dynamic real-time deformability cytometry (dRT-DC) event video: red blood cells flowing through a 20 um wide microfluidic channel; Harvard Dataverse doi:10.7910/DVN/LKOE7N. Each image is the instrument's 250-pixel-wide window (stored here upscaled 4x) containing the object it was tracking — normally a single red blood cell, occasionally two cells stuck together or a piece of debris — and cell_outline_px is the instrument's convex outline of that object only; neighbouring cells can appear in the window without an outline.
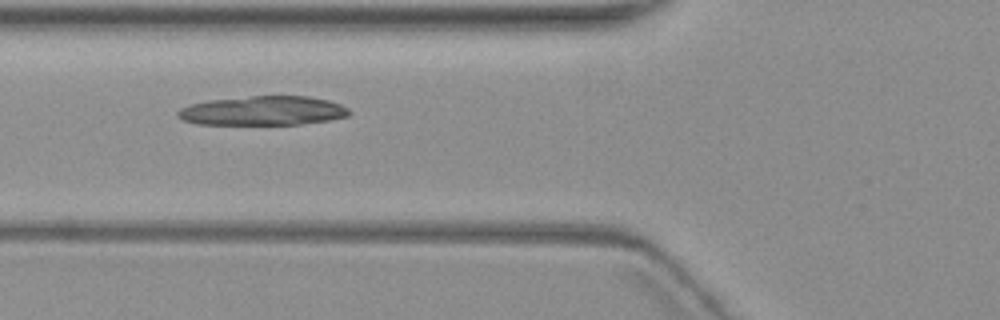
{"species": "common noctule bat (a hibernating species)", "species_latin": "Nyctalus noctula", "temperature_condition": "warm", "stored_images_in_passage": 3, "camera_frame_rate_fps": 3000, "um_per_image_px": 0.085, "animal": {"sex": "female", "body_mass_g": 19.3, "forearm_length_mm": 54.1}, "frame": {"image": 1, "passage_image": 2, "time_ms": 1.333, "image_size_px": [1000, 320], "cell_outline_px": [[352, 112], [348, 116], [328, 120], [300, 124], [200, 124], [184, 120], [176, 112], [180, 108], [192, 104], [208, 100], [252, 96], [308, 96], [328, 100], [340, 104], [348, 108]], "centroid_in_image_um": [22.39, 9.41], "position_along_channel_um": 103.4, "area_um2": 28.96}}
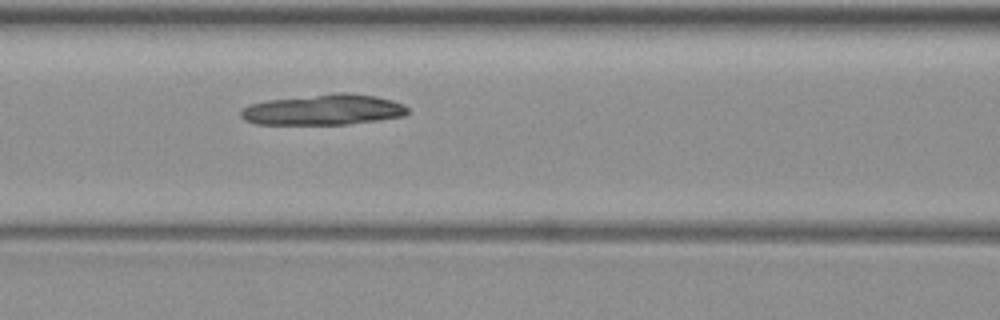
{"frame": {"image": 2, "passage_image": 3, "time_ms": 2.333, "image_size_px": [1000, 320], "cell_outline_px": [[408, 112], [404, 116], [380, 120], [348, 124], [256, 124], [244, 120], [240, 116], [240, 112], [244, 108], [252, 104], [268, 100], [336, 92], [348, 92], [376, 96], [392, 100], [404, 104], [408, 108]], "centroid_in_image_um": [27.53, 9.32], "position_along_channel_um": 139.1, "area_um2": 29.88}}